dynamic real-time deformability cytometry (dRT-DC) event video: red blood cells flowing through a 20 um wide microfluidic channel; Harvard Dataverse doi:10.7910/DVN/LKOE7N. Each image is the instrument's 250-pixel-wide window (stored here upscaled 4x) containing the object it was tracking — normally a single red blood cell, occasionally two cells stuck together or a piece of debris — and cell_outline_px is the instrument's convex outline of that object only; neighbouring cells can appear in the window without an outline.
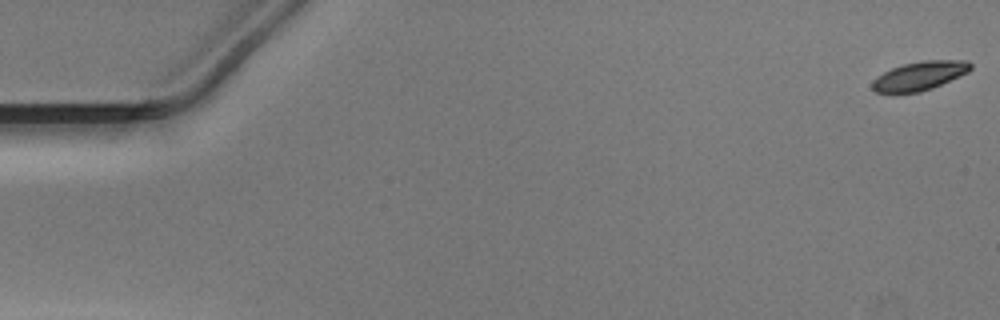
{"species": "Egyptian fruit bat (a non-hibernating species)", "species_latin": "Rousettus aegyptiacus", "temperature_condition": "warm", "stored_images_in_passage": 11, "camera_frame_rate_fps": 3000, "um_per_image_px": 0.085, "animal": {"sex": "male"}, "frame": {"image": 1, "passage_image": 1, "time_ms": 0.0, "image_size_px": [1000, 320], "cell_outline_px": [[972, 68], [968, 72], [960, 76], [932, 88], [920, 92], [876, 92], [872, 88], [872, 80], [876, 76], [892, 68], [904, 64], [924, 60], [968, 60], [972, 64]], "centroid_in_image_um": [78.19, 6.43], "position_along_channel_um": 6.8, "area_um2": 16.42}}